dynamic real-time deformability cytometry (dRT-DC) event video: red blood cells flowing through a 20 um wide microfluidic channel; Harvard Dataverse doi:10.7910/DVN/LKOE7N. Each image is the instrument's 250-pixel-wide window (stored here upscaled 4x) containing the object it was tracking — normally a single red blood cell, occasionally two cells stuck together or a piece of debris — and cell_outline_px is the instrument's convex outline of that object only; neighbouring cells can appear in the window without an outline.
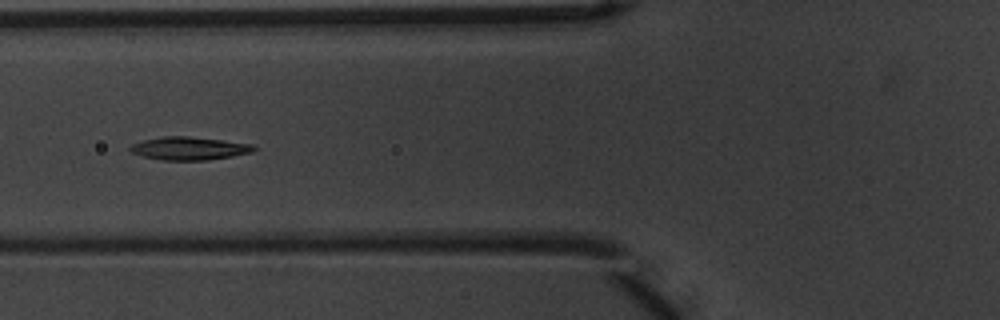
{"species": "common noctule bat (a hibernating species)", "species_latin": "Nyctalus noctula", "temperature_condition": "warm", "stored_images_in_passage": 7, "camera_frame_rate_fps": 3000, "um_per_image_px": 0.085, "animal": {"sex": "male", "body_mass_g": 20.1, "forearm_length_mm": 53.5}, "frame": {"image": 1, "passage_image": 5, "time_ms": 1.333, "image_size_px": [1000, 320], "cell_outline_px": [[256, 148], [252, 152], [232, 156], [208, 160], [160, 160], [144, 156], [132, 152], [128, 148], [132, 144], [144, 140], [164, 136], [188, 136], [252, 144]], "centroid_in_image_um": [16.07, 12.61], "position_along_channel_um": 109.7, "area_um2": 16.42}}
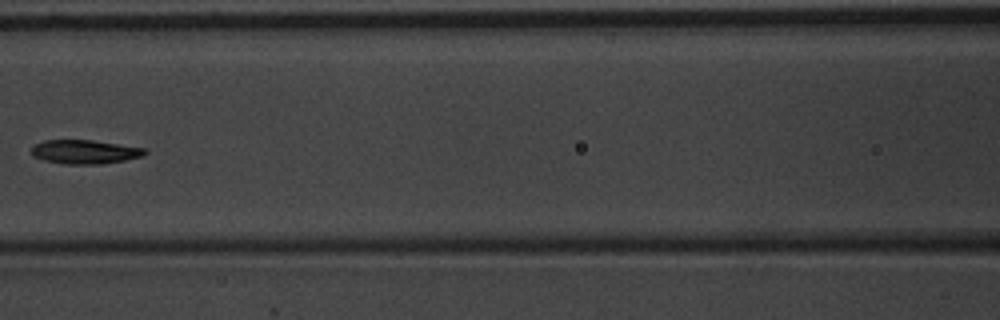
{"frame": {"image": 2, "passage_image": 6, "time_ms": 1.667, "image_size_px": [1000, 320], "cell_outline_px": [[148, 152], [144, 156], [124, 160], [100, 164], [64, 164], [44, 160], [32, 156], [32, 148], [36, 144], [44, 140], [92, 140], [148, 148]], "centroid_in_image_um": [7.26, 12.9], "position_along_channel_um": 159.3, "area_um2": 15.9}}
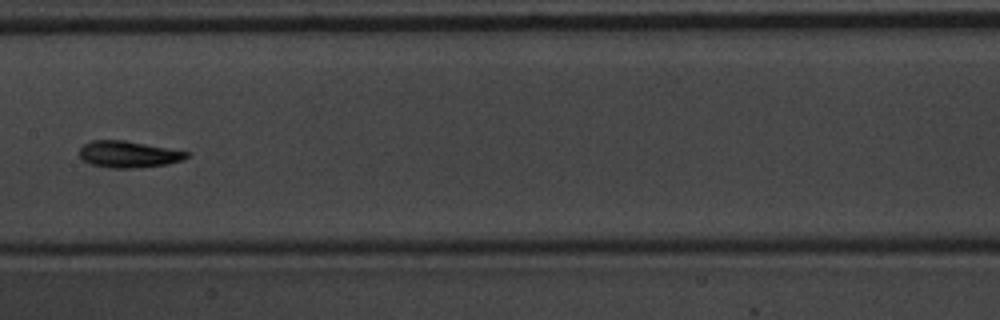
{"frame": {"image": 3, "passage_image": 7, "time_ms": 2.0, "image_size_px": [1000, 320], "cell_outline_px": [[188, 156], [180, 160], [168, 164], [132, 168], [108, 168], [88, 164], [80, 156], [80, 148], [84, 144], [92, 140], [124, 140], [188, 152]], "centroid_in_image_um": [10.86, 13.12], "position_along_channel_um": 196.5, "area_um2": 16.42}}